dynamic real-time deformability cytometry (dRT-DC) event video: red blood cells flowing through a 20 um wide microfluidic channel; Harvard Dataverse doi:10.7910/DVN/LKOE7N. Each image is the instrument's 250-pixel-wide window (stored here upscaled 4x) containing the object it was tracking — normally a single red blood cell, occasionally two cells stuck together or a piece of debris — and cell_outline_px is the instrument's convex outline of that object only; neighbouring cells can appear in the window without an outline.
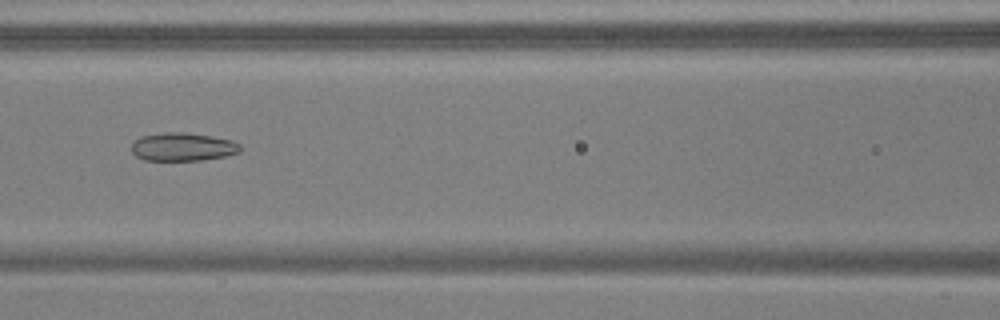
{"species": "common noctule bat (a hibernating species)", "species_latin": "Nyctalus noctula", "temperature_condition": "warm", "stored_images_in_passage": 43, "camera_frame_rate_fps": 3000, "um_per_image_px": 0.085, "animal": {"sex": "male", "body_mass_g": 17.9, "forearm_length_mm": 54.2}, "frame": {"image": 1, "passage_image": 14, "time_ms": 4.333, "image_size_px": [1000, 320], "cell_outline_px": [[240, 152], [224, 156], [204, 160], [144, 160], [136, 156], [132, 152], [132, 144], [140, 136], [164, 132], [184, 132], [212, 136], [232, 140], [240, 144]], "centroid_in_image_um": [15.53, 12.48], "position_along_channel_um": 151.1, "area_um2": 17.92}}
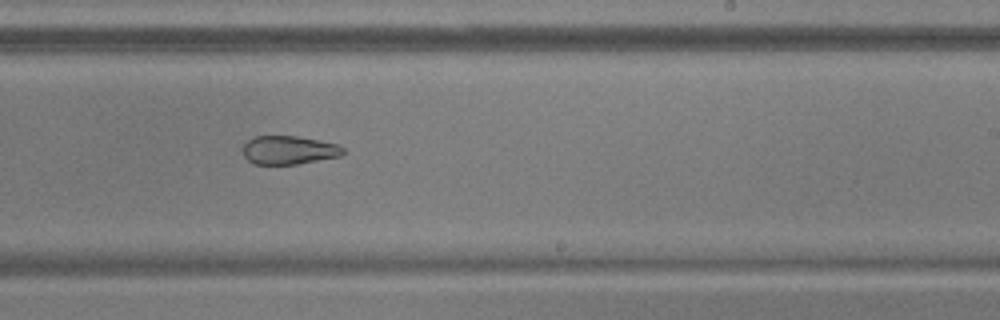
{"frame": {"image": 2, "passage_image": 23, "time_ms": 7.333, "image_size_px": [1000, 320], "cell_outline_px": [[344, 152], [340, 156], [296, 164], [256, 164], [248, 160], [244, 156], [244, 144], [248, 140], [256, 136], [296, 136], [340, 144], [344, 148]], "centroid_in_image_um": [24.57, 12.75], "position_along_channel_um": 264.4, "area_um2": 16.53}}
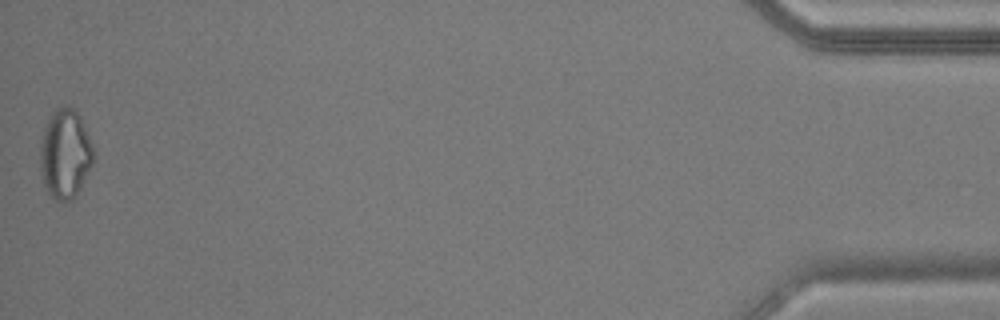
{"frame": {"image": 3, "passage_image": 43, "time_ms": 14.0, "image_size_px": [1000, 320], "cell_outline_px": [[96, 156], [80, 188], [72, 200], [60, 204], [48, 192], [44, 184], [40, 172], [40, 140], [44, 128], [48, 120], [56, 108], [76, 108], [80, 116], [92, 144]], "centroid_in_image_um": [5.54, 13.11], "position_along_channel_um": 429.7, "area_um2": 27.86}, "authors_computed_cell_mechanics": {"area_um2": 20.7502, "velocity_mm_per_s": 3.7914, "shape_relaxation_time_tau1_ms": null, "shape_relaxation_time_tau2_ms": 4.0507, "deformation_change_tau1": null, "deformation_change_tau2": 0.1207}}